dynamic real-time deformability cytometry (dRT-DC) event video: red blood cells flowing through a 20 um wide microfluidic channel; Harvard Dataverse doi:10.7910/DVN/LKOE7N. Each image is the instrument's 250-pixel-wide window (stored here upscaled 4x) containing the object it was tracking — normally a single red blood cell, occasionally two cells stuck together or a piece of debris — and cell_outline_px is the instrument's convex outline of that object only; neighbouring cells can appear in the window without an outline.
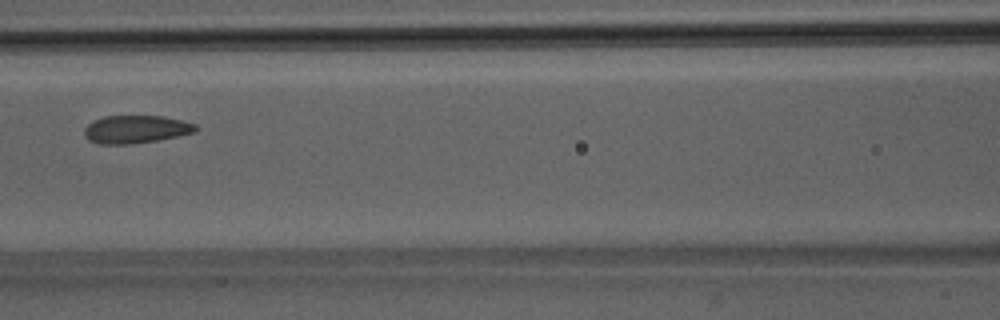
{"species": "Egyptian fruit bat (a non-hibernating species)", "species_latin": "Rousettus aegyptiacus", "temperature_condition": "room temperature", "stored_images_in_passage": 9, "camera_frame_rate_fps": 3000, "um_per_image_px": 0.085, "animal": {"sex": "male"}, "frame": {"image": 1, "passage_image": 7, "time_ms": 7.667, "image_size_px": [1000, 320], "cell_outline_px": [[200, 128], [196, 132], [156, 140], [128, 144], [100, 144], [88, 140], [84, 136], [84, 128], [92, 120], [104, 116], [164, 116], [196, 124]], "centroid_in_image_um": [11.53, 10.98], "position_along_channel_um": 155.1, "area_um2": 18.15}}